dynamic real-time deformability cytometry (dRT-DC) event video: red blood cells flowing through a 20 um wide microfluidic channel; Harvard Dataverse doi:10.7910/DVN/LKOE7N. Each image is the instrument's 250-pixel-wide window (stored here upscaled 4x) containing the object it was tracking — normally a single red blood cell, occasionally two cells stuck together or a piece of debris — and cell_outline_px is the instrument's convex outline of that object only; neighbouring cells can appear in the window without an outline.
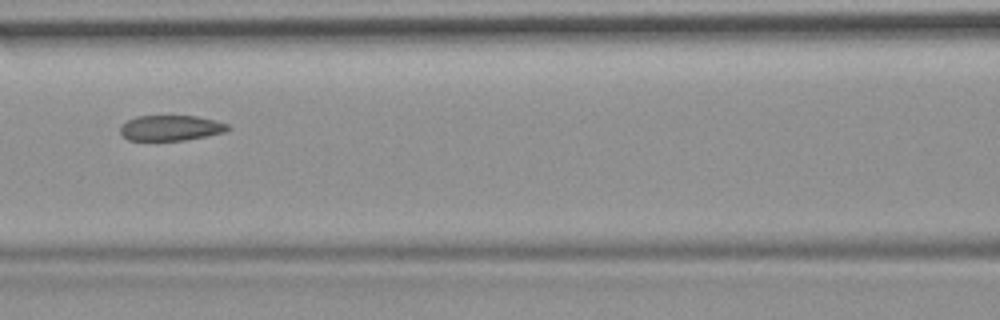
{"species": "common noctule bat (a hibernating species)", "species_latin": "Nyctalus noctula", "temperature_condition": "room temperature", "stored_images_in_passage": 6, "camera_frame_rate_fps": 3000, "um_per_image_px": 0.085, "animal": {"sex": "female", "body_mass_g": 19.9}, "frame": {"image": 1, "passage_image": 3, "time_ms": 0.667, "image_size_px": [1000, 320], "cell_outline_px": [[232, 128], [224, 132], [184, 140], [128, 140], [120, 132], [120, 128], [128, 120], [136, 116], [196, 116], [228, 124]], "centroid_in_image_um": [14.51, 10.87], "position_along_channel_um": 152.1, "area_um2": 15.66}}
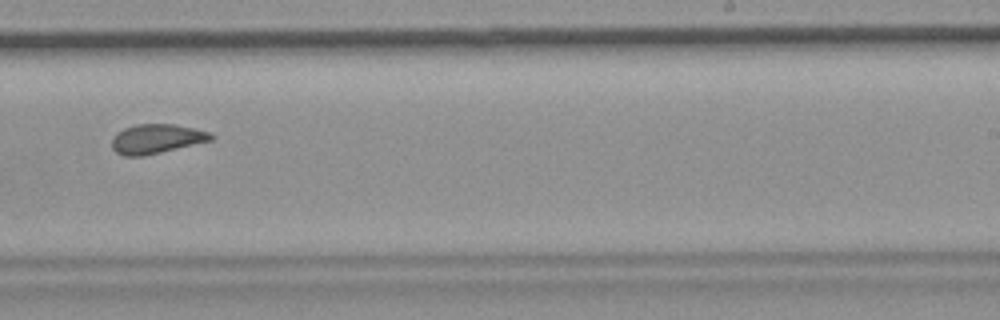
{"frame": {"image": 2, "passage_image": 6, "time_ms": 1.667, "image_size_px": [1000, 320], "cell_outline_px": [[212, 140], [144, 156], [124, 156], [116, 152], [112, 148], [112, 140], [116, 132], [124, 128], [136, 124], [172, 124], [192, 128], [208, 132], [212, 136]], "centroid_in_image_um": [13.24, 11.8], "position_along_channel_um": 275.8, "area_um2": 16.76}}